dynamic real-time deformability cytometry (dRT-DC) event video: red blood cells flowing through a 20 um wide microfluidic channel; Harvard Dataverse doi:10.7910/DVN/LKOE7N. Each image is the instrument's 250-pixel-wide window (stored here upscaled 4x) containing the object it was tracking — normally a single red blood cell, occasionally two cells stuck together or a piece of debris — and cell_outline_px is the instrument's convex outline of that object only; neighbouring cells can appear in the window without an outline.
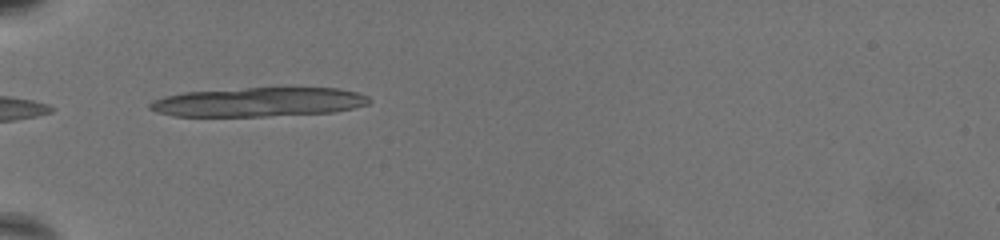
{"species": "common noctule bat (a hibernating species)", "species_latin": "Nyctalus noctula", "temperature_condition": "warm", "stored_images_in_passage": 4, "camera_frame_rate_fps": 3000, "um_per_image_px": 0.085, "animal": {"sex": "female", "body_mass_g": 19.5, "forearm_length_mm": 54.1}, "frame": {"image": 1, "passage_image": 1, "time_ms": 0.0, "image_size_px": [1000, 240], "cell_outline_px": [[372, 100], [368, 104], [352, 108], [332, 112], [268, 116], [172, 116], [156, 112], [148, 108], [148, 104], [152, 100], [164, 96], [184, 92], [248, 88], [336, 88], [356, 92], [368, 96]], "centroid_in_image_um": [21.94, 8.68], "position_along_channel_um": 63.1, "area_um2": 37.22}}
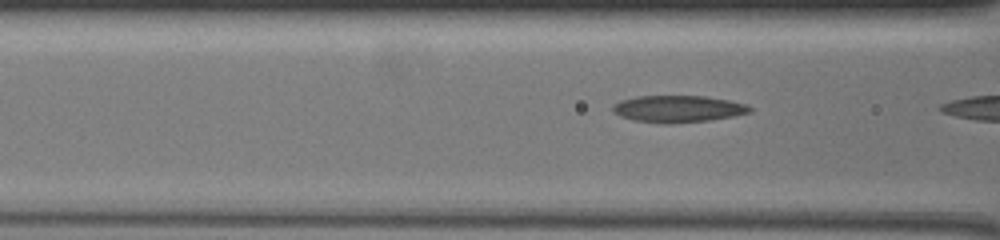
{"frame": {"image": 2, "passage_image": 3, "time_ms": 0.667, "image_size_px": [1000, 240], "cell_outline_px": [[752, 112], [732, 116], [708, 120], [672, 124], [660, 124], [632, 120], [620, 116], [612, 112], [612, 104], [620, 100], [636, 96], [704, 96], [728, 100], [748, 104], [752, 108]], "centroid_in_image_um": [57.59, 9.26], "position_along_channel_um": 109.0, "area_um2": 21.73}}